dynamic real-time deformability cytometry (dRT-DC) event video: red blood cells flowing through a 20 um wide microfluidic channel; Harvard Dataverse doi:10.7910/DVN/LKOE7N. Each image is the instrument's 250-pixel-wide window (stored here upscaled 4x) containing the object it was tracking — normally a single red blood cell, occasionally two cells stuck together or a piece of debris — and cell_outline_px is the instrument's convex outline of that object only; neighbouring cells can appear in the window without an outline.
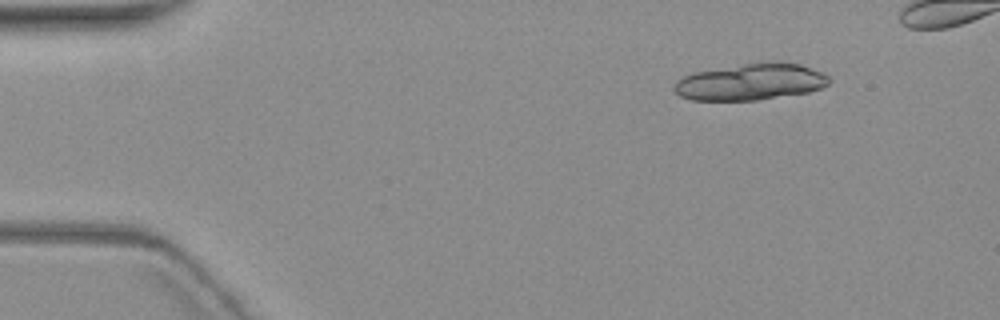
{"species": "common noctule bat (a hibernating species)", "species_latin": "Nyctalus noctula", "temperature_condition": "warm", "stored_images_in_passage": 10, "segment_of_instrument_passage": [1, 2], "camera_frame_rate_fps": 3000, "um_per_image_px": 0.085, "animal": {"sex": "female", "body_mass_g": 19.3, "forearm_length_mm": 54.1}, "frame": {"image": 1, "passage_image": 2, "time_ms": 1.333, "image_size_px": [1000, 320], "cell_outline_px": [[832, 80], [828, 84], [820, 88], [808, 92], [756, 100], [692, 100], [680, 96], [672, 88], [676, 80], [692, 72], [744, 64], [800, 64], [820, 72], [828, 76]], "centroid_in_image_um": [63.74, 6.99], "position_along_channel_um": 21.3, "area_um2": 32.25}}